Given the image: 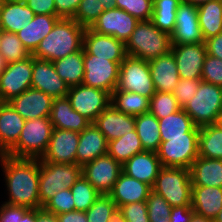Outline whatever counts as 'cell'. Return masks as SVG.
Segmentation results:
<instances>
[{
    "label": "cell",
    "mask_w": 222,
    "mask_h": 222,
    "mask_svg": "<svg viewBox=\"0 0 222 222\" xmlns=\"http://www.w3.org/2000/svg\"><path fill=\"white\" fill-rule=\"evenodd\" d=\"M146 202L150 222H169L172 207L161 195L151 191Z\"/></svg>",
    "instance_id": "f6af8a7d"
},
{
    "label": "cell",
    "mask_w": 222,
    "mask_h": 222,
    "mask_svg": "<svg viewBox=\"0 0 222 222\" xmlns=\"http://www.w3.org/2000/svg\"><path fill=\"white\" fill-rule=\"evenodd\" d=\"M53 130L49 117L26 120L18 141L6 155L40 159L47 150Z\"/></svg>",
    "instance_id": "277c9868"
},
{
    "label": "cell",
    "mask_w": 222,
    "mask_h": 222,
    "mask_svg": "<svg viewBox=\"0 0 222 222\" xmlns=\"http://www.w3.org/2000/svg\"><path fill=\"white\" fill-rule=\"evenodd\" d=\"M152 81L157 92L173 93L179 82V73L173 53L148 61Z\"/></svg>",
    "instance_id": "cb8c5ba5"
},
{
    "label": "cell",
    "mask_w": 222,
    "mask_h": 222,
    "mask_svg": "<svg viewBox=\"0 0 222 222\" xmlns=\"http://www.w3.org/2000/svg\"><path fill=\"white\" fill-rule=\"evenodd\" d=\"M108 142L94 123L79 133L76 163L83 167L94 159L107 154Z\"/></svg>",
    "instance_id": "603a6c76"
},
{
    "label": "cell",
    "mask_w": 222,
    "mask_h": 222,
    "mask_svg": "<svg viewBox=\"0 0 222 222\" xmlns=\"http://www.w3.org/2000/svg\"><path fill=\"white\" fill-rule=\"evenodd\" d=\"M198 148L200 157L222 160V129L217 124L200 127Z\"/></svg>",
    "instance_id": "74e56055"
},
{
    "label": "cell",
    "mask_w": 222,
    "mask_h": 222,
    "mask_svg": "<svg viewBox=\"0 0 222 222\" xmlns=\"http://www.w3.org/2000/svg\"><path fill=\"white\" fill-rule=\"evenodd\" d=\"M122 173V164L112 156H100L82 167V175L100 193L108 195Z\"/></svg>",
    "instance_id": "4fadbf2b"
},
{
    "label": "cell",
    "mask_w": 222,
    "mask_h": 222,
    "mask_svg": "<svg viewBox=\"0 0 222 222\" xmlns=\"http://www.w3.org/2000/svg\"><path fill=\"white\" fill-rule=\"evenodd\" d=\"M3 2H4V0H0V17H1V10H2V7H3Z\"/></svg>",
    "instance_id": "a7ac6f4b"
},
{
    "label": "cell",
    "mask_w": 222,
    "mask_h": 222,
    "mask_svg": "<svg viewBox=\"0 0 222 222\" xmlns=\"http://www.w3.org/2000/svg\"><path fill=\"white\" fill-rule=\"evenodd\" d=\"M83 51L87 55H96L98 58L114 62H122L127 56L125 43L110 35L96 33L86 28L83 37Z\"/></svg>",
    "instance_id": "ac0fdd59"
},
{
    "label": "cell",
    "mask_w": 222,
    "mask_h": 222,
    "mask_svg": "<svg viewBox=\"0 0 222 222\" xmlns=\"http://www.w3.org/2000/svg\"><path fill=\"white\" fill-rule=\"evenodd\" d=\"M182 109L197 127L216 124L222 112V87L201 80L195 95Z\"/></svg>",
    "instance_id": "52a82bcc"
},
{
    "label": "cell",
    "mask_w": 222,
    "mask_h": 222,
    "mask_svg": "<svg viewBox=\"0 0 222 222\" xmlns=\"http://www.w3.org/2000/svg\"><path fill=\"white\" fill-rule=\"evenodd\" d=\"M25 119L9 104L0 107V155L6 154L18 141Z\"/></svg>",
    "instance_id": "4316f807"
},
{
    "label": "cell",
    "mask_w": 222,
    "mask_h": 222,
    "mask_svg": "<svg viewBox=\"0 0 222 222\" xmlns=\"http://www.w3.org/2000/svg\"><path fill=\"white\" fill-rule=\"evenodd\" d=\"M105 10L115 7L116 0H99Z\"/></svg>",
    "instance_id": "6125c7cd"
},
{
    "label": "cell",
    "mask_w": 222,
    "mask_h": 222,
    "mask_svg": "<svg viewBox=\"0 0 222 222\" xmlns=\"http://www.w3.org/2000/svg\"><path fill=\"white\" fill-rule=\"evenodd\" d=\"M67 97L72 108L91 123L111 104L109 92L83 84L69 87Z\"/></svg>",
    "instance_id": "30bf717a"
},
{
    "label": "cell",
    "mask_w": 222,
    "mask_h": 222,
    "mask_svg": "<svg viewBox=\"0 0 222 222\" xmlns=\"http://www.w3.org/2000/svg\"><path fill=\"white\" fill-rule=\"evenodd\" d=\"M152 191L161 195L171 207L191 206L192 183L189 169L162 167Z\"/></svg>",
    "instance_id": "5b68a950"
},
{
    "label": "cell",
    "mask_w": 222,
    "mask_h": 222,
    "mask_svg": "<svg viewBox=\"0 0 222 222\" xmlns=\"http://www.w3.org/2000/svg\"><path fill=\"white\" fill-rule=\"evenodd\" d=\"M135 130L144 150L158 151L162 140L159 131V121L153 114L147 112L136 116Z\"/></svg>",
    "instance_id": "e575fe53"
},
{
    "label": "cell",
    "mask_w": 222,
    "mask_h": 222,
    "mask_svg": "<svg viewBox=\"0 0 222 222\" xmlns=\"http://www.w3.org/2000/svg\"><path fill=\"white\" fill-rule=\"evenodd\" d=\"M201 80L222 87V59L206 54Z\"/></svg>",
    "instance_id": "681fc988"
},
{
    "label": "cell",
    "mask_w": 222,
    "mask_h": 222,
    "mask_svg": "<svg viewBox=\"0 0 222 222\" xmlns=\"http://www.w3.org/2000/svg\"><path fill=\"white\" fill-rule=\"evenodd\" d=\"M34 12L24 2L4 0L0 17V29L16 33L34 18Z\"/></svg>",
    "instance_id": "4dcf8cb0"
},
{
    "label": "cell",
    "mask_w": 222,
    "mask_h": 222,
    "mask_svg": "<svg viewBox=\"0 0 222 222\" xmlns=\"http://www.w3.org/2000/svg\"><path fill=\"white\" fill-rule=\"evenodd\" d=\"M111 104L120 112L136 117L149 111L150 98L135 92L114 90Z\"/></svg>",
    "instance_id": "d590c367"
},
{
    "label": "cell",
    "mask_w": 222,
    "mask_h": 222,
    "mask_svg": "<svg viewBox=\"0 0 222 222\" xmlns=\"http://www.w3.org/2000/svg\"><path fill=\"white\" fill-rule=\"evenodd\" d=\"M59 19L55 15H35L28 25L16 32L17 37L32 54Z\"/></svg>",
    "instance_id": "f546056e"
},
{
    "label": "cell",
    "mask_w": 222,
    "mask_h": 222,
    "mask_svg": "<svg viewBox=\"0 0 222 222\" xmlns=\"http://www.w3.org/2000/svg\"><path fill=\"white\" fill-rule=\"evenodd\" d=\"M82 175V167L75 164L44 162L40 160V208L57 192L70 189Z\"/></svg>",
    "instance_id": "8992f818"
},
{
    "label": "cell",
    "mask_w": 222,
    "mask_h": 222,
    "mask_svg": "<svg viewBox=\"0 0 222 222\" xmlns=\"http://www.w3.org/2000/svg\"><path fill=\"white\" fill-rule=\"evenodd\" d=\"M203 39L222 32V0H212L197 7Z\"/></svg>",
    "instance_id": "836d02e7"
},
{
    "label": "cell",
    "mask_w": 222,
    "mask_h": 222,
    "mask_svg": "<svg viewBox=\"0 0 222 222\" xmlns=\"http://www.w3.org/2000/svg\"><path fill=\"white\" fill-rule=\"evenodd\" d=\"M113 222H121L118 218L116 220H114Z\"/></svg>",
    "instance_id": "8c879c8a"
},
{
    "label": "cell",
    "mask_w": 222,
    "mask_h": 222,
    "mask_svg": "<svg viewBox=\"0 0 222 222\" xmlns=\"http://www.w3.org/2000/svg\"><path fill=\"white\" fill-rule=\"evenodd\" d=\"M33 56L7 63L0 75V96L4 102L10 101L31 88Z\"/></svg>",
    "instance_id": "7c38bea8"
},
{
    "label": "cell",
    "mask_w": 222,
    "mask_h": 222,
    "mask_svg": "<svg viewBox=\"0 0 222 222\" xmlns=\"http://www.w3.org/2000/svg\"><path fill=\"white\" fill-rule=\"evenodd\" d=\"M216 124L222 129V112L218 117Z\"/></svg>",
    "instance_id": "003e7915"
},
{
    "label": "cell",
    "mask_w": 222,
    "mask_h": 222,
    "mask_svg": "<svg viewBox=\"0 0 222 222\" xmlns=\"http://www.w3.org/2000/svg\"><path fill=\"white\" fill-rule=\"evenodd\" d=\"M171 44H192L204 42L198 20V8L181 2L177 12L175 29L170 34Z\"/></svg>",
    "instance_id": "2e32d148"
},
{
    "label": "cell",
    "mask_w": 222,
    "mask_h": 222,
    "mask_svg": "<svg viewBox=\"0 0 222 222\" xmlns=\"http://www.w3.org/2000/svg\"><path fill=\"white\" fill-rule=\"evenodd\" d=\"M158 121L162 141H167V138L186 137V133H199L200 131V127L194 124L191 117L182 108Z\"/></svg>",
    "instance_id": "1f68e13d"
},
{
    "label": "cell",
    "mask_w": 222,
    "mask_h": 222,
    "mask_svg": "<svg viewBox=\"0 0 222 222\" xmlns=\"http://www.w3.org/2000/svg\"><path fill=\"white\" fill-rule=\"evenodd\" d=\"M108 59L87 55L84 52V78L82 84L106 90L110 94L116 89L120 64Z\"/></svg>",
    "instance_id": "8fae6325"
},
{
    "label": "cell",
    "mask_w": 222,
    "mask_h": 222,
    "mask_svg": "<svg viewBox=\"0 0 222 222\" xmlns=\"http://www.w3.org/2000/svg\"><path fill=\"white\" fill-rule=\"evenodd\" d=\"M6 66H7V62L5 61V59L0 54V75L5 70Z\"/></svg>",
    "instance_id": "e7e4bbea"
},
{
    "label": "cell",
    "mask_w": 222,
    "mask_h": 222,
    "mask_svg": "<svg viewBox=\"0 0 222 222\" xmlns=\"http://www.w3.org/2000/svg\"><path fill=\"white\" fill-rule=\"evenodd\" d=\"M191 208L195 214L214 220L222 209V188L192 187Z\"/></svg>",
    "instance_id": "f1b7e54d"
},
{
    "label": "cell",
    "mask_w": 222,
    "mask_h": 222,
    "mask_svg": "<svg viewBox=\"0 0 222 222\" xmlns=\"http://www.w3.org/2000/svg\"><path fill=\"white\" fill-rule=\"evenodd\" d=\"M214 222H222V209L218 213L217 217L213 220Z\"/></svg>",
    "instance_id": "03108f58"
},
{
    "label": "cell",
    "mask_w": 222,
    "mask_h": 222,
    "mask_svg": "<svg viewBox=\"0 0 222 222\" xmlns=\"http://www.w3.org/2000/svg\"><path fill=\"white\" fill-rule=\"evenodd\" d=\"M53 100V97L42 91L29 88L8 102L25 120H32L49 117Z\"/></svg>",
    "instance_id": "ffe728a7"
},
{
    "label": "cell",
    "mask_w": 222,
    "mask_h": 222,
    "mask_svg": "<svg viewBox=\"0 0 222 222\" xmlns=\"http://www.w3.org/2000/svg\"><path fill=\"white\" fill-rule=\"evenodd\" d=\"M87 222H113L118 218V208L109 195L101 194L86 211Z\"/></svg>",
    "instance_id": "60d3db41"
},
{
    "label": "cell",
    "mask_w": 222,
    "mask_h": 222,
    "mask_svg": "<svg viewBox=\"0 0 222 222\" xmlns=\"http://www.w3.org/2000/svg\"><path fill=\"white\" fill-rule=\"evenodd\" d=\"M59 222H87L86 212L72 211L57 215Z\"/></svg>",
    "instance_id": "6f0895ef"
},
{
    "label": "cell",
    "mask_w": 222,
    "mask_h": 222,
    "mask_svg": "<svg viewBox=\"0 0 222 222\" xmlns=\"http://www.w3.org/2000/svg\"><path fill=\"white\" fill-rule=\"evenodd\" d=\"M207 54L222 59V32L204 40Z\"/></svg>",
    "instance_id": "11a10c76"
},
{
    "label": "cell",
    "mask_w": 222,
    "mask_h": 222,
    "mask_svg": "<svg viewBox=\"0 0 222 222\" xmlns=\"http://www.w3.org/2000/svg\"><path fill=\"white\" fill-rule=\"evenodd\" d=\"M0 159L9 194L5 203L28 209L40 208V159L16 158L6 154L0 155Z\"/></svg>",
    "instance_id": "6da1fadb"
},
{
    "label": "cell",
    "mask_w": 222,
    "mask_h": 222,
    "mask_svg": "<svg viewBox=\"0 0 222 222\" xmlns=\"http://www.w3.org/2000/svg\"><path fill=\"white\" fill-rule=\"evenodd\" d=\"M118 219L121 222H150L147 202L128 203L118 207Z\"/></svg>",
    "instance_id": "7dc6e473"
},
{
    "label": "cell",
    "mask_w": 222,
    "mask_h": 222,
    "mask_svg": "<svg viewBox=\"0 0 222 222\" xmlns=\"http://www.w3.org/2000/svg\"><path fill=\"white\" fill-rule=\"evenodd\" d=\"M116 8L125 10L138 21L151 20L153 0H116Z\"/></svg>",
    "instance_id": "bcb514c9"
},
{
    "label": "cell",
    "mask_w": 222,
    "mask_h": 222,
    "mask_svg": "<svg viewBox=\"0 0 222 222\" xmlns=\"http://www.w3.org/2000/svg\"><path fill=\"white\" fill-rule=\"evenodd\" d=\"M29 209L17 205L3 203L0 206V222H19V217H23Z\"/></svg>",
    "instance_id": "816d5d0a"
},
{
    "label": "cell",
    "mask_w": 222,
    "mask_h": 222,
    "mask_svg": "<svg viewBox=\"0 0 222 222\" xmlns=\"http://www.w3.org/2000/svg\"><path fill=\"white\" fill-rule=\"evenodd\" d=\"M190 222H214L209 218H205L204 216H200L198 214L193 213L192 217L190 218Z\"/></svg>",
    "instance_id": "94428289"
},
{
    "label": "cell",
    "mask_w": 222,
    "mask_h": 222,
    "mask_svg": "<svg viewBox=\"0 0 222 222\" xmlns=\"http://www.w3.org/2000/svg\"><path fill=\"white\" fill-rule=\"evenodd\" d=\"M85 29L73 18H60L31 55L53 62L80 51L83 48Z\"/></svg>",
    "instance_id": "7a4b0ae2"
},
{
    "label": "cell",
    "mask_w": 222,
    "mask_h": 222,
    "mask_svg": "<svg viewBox=\"0 0 222 222\" xmlns=\"http://www.w3.org/2000/svg\"><path fill=\"white\" fill-rule=\"evenodd\" d=\"M0 54L7 63L28 58L31 53L24 47L16 33L1 30Z\"/></svg>",
    "instance_id": "b9f144b4"
},
{
    "label": "cell",
    "mask_w": 222,
    "mask_h": 222,
    "mask_svg": "<svg viewBox=\"0 0 222 222\" xmlns=\"http://www.w3.org/2000/svg\"><path fill=\"white\" fill-rule=\"evenodd\" d=\"M199 133H186V137L167 138L157 151L162 167L189 169L199 157Z\"/></svg>",
    "instance_id": "ba28073f"
},
{
    "label": "cell",
    "mask_w": 222,
    "mask_h": 222,
    "mask_svg": "<svg viewBox=\"0 0 222 222\" xmlns=\"http://www.w3.org/2000/svg\"><path fill=\"white\" fill-rule=\"evenodd\" d=\"M162 168L157 152L142 151L122 165V172L153 187Z\"/></svg>",
    "instance_id": "7402d4cb"
},
{
    "label": "cell",
    "mask_w": 222,
    "mask_h": 222,
    "mask_svg": "<svg viewBox=\"0 0 222 222\" xmlns=\"http://www.w3.org/2000/svg\"><path fill=\"white\" fill-rule=\"evenodd\" d=\"M104 11L99 0H81L73 19L84 28H90Z\"/></svg>",
    "instance_id": "ee69618b"
},
{
    "label": "cell",
    "mask_w": 222,
    "mask_h": 222,
    "mask_svg": "<svg viewBox=\"0 0 222 222\" xmlns=\"http://www.w3.org/2000/svg\"><path fill=\"white\" fill-rule=\"evenodd\" d=\"M4 103V101L2 100L1 96H0V107L1 105Z\"/></svg>",
    "instance_id": "89a4df30"
},
{
    "label": "cell",
    "mask_w": 222,
    "mask_h": 222,
    "mask_svg": "<svg viewBox=\"0 0 222 222\" xmlns=\"http://www.w3.org/2000/svg\"><path fill=\"white\" fill-rule=\"evenodd\" d=\"M200 83L201 79H179L173 94L181 108L193 98Z\"/></svg>",
    "instance_id": "f907efd6"
},
{
    "label": "cell",
    "mask_w": 222,
    "mask_h": 222,
    "mask_svg": "<svg viewBox=\"0 0 222 222\" xmlns=\"http://www.w3.org/2000/svg\"><path fill=\"white\" fill-rule=\"evenodd\" d=\"M209 1H212V0H182V2H185V3H189L193 6H200L202 4H205L206 2H209Z\"/></svg>",
    "instance_id": "be15d7a7"
},
{
    "label": "cell",
    "mask_w": 222,
    "mask_h": 222,
    "mask_svg": "<svg viewBox=\"0 0 222 222\" xmlns=\"http://www.w3.org/2000/svg\"><path fill=\"white\" fill-rule=\"evenodd\" d=\"M70 190L74 198V211L86 212L101 196L83 175L79 177Z\"/></svg>",
    "instance_id": "ab89813d"
},
{
    "label": "cell",
    "mask_w": 222,
    "mask_h": 222,
    "mask_svg": "<svg viewBox=\"0 0 222 222\" xmlns=\"http://www.w3.org/2000/svg\"><path fill=\"white\" fill-rule=\"evenodd\" d=\"M42 207L56 215L74 211V198L71 190L64 189L57 192L56 195L48 200Z\"/></svg>",
    "instance_id": "c3c4849f"
},
{
    "label": "cell",
    "mask_w": 222,
    "mask_h": 222,
    "mask_svg": "<svg viewBox=\"0 0 222 222\" xmlns=\"http://www.w3.org/2000/svg\"><path fill=\"white\" fill-rule=\"evenodd\" d=\"M115 90L135 92L151 98L156 90L152 81L149 62L127 55L120 64Z\"/></svg>",
    "instance_id": "9c48e42d"
},
{
    "label": "cell",
    "mask_w": 222,
    "mask_h": 222,
    "mask_svg": "<svg viewBox=\"0 0 222 222\" xmlns=\"http://www.w3.org/2000/svg\"><path fill=\"white\" fill-rule=\"evenodd\" d=\"M151 191L150 185L122 172L108 195L118 208L128 203L146 201Z\"/></svg>",
    "instance_id": "d4e9b609"
},
{
    "label": "cell",
    "mask_w": 222,
    "mask_h": 222,
    "mask_svg": "<svg viewBox=\"0 0 222 222\" xmlns=\"http://www.w3.org/2000/svg\"><path fill=\"white\" fill-rule=\"evenodd\" d=\"M107 142L135 130V117L117 110L110 104L93 122Z\"/></svg>",
    "instance_id": "44dd1931"
},
{
    "label": "cell",
    "mask_w": 222,
    "mask_h": 222,
    "mask_svg": "<svg viewBox=\"0 0 222 222\" xmlns=\"http://www.w3.org/2000/svg\"><path fill=\"white\" fill-rule=\"evenodd\" d=\"M144 151L136 130L108 142L107 154L122 165L134 155Z\"/></svg>",
    "instance_id": "8d00e7d4"
},
{
    "label": "cell",
    "mask_w": 222,
    "mask_h": 222,
    "mask_svg": "<svg viewBox=\"0 0 222 222\" xmlns=\"http://www.w3.org/2000/svg\"><path fill=\"white\" fill-rule=\"evenodd\" d=\"M170 34L157 28L151 20L139 21L125 43L128 56L149 61L171 51Z\"/></svg>",
    "instance_id": "3957f363"
},
{
    "label": "cell",
    "mask_w": 222,
    "mask_h": 222,
    "mask_svg": "<svg viewBox=\"0 0 222 222\" xmlns=\"http://www.w3.org/2000/svg\"><path fill=\"white\" fill-rule=\"evenodd\" d=\"M182 0H153L151 22L171 34L175 29L176 12Z\"/></svg>",
    "instance_id": "f35d334b"
},
{
    "label": "cell",
    "mask_w": 222,
    "mask_h": 222,
    "mask_svg": "<svg viewBox=\"0 0 222 222\" xmlns=\"http://www.w3.org/2000/svg\"><path fill=\"white\" fill-rule=\"evenodd\" d=\"M50 121L55 129L82 132L91 122L72 108L67 96L54 98Z\"/></svg>",
    "instance_id": "484cf974"
},
{
    "label": "cell",
    "mask_w": 222,
    "mask_h": 222,
    "mask_svg": "<svg viewBox=\"0 0 222 222\" xmlns=\"http://www.w3.org/2000/svg\"><path fill=\"white\" fill-rule=\"evenodd\" d=\"M14 1H19V2H26L27 0H14Z\"/></svg>",
    "instance_id": "2644e50d"
},
{
    "label": "cell",
    "mask_w": 222,
    "mask_h": 222,
    "mask_svg": "<svg viewBox=\"0 0 222 222\" xmlns=\"http://www.w3.org/2000/svg\"><path fill=\"white\" fill-rule=\"evenodd\" d=\"M78 142L79 132L54 128L47 150L40 160L44 162L75 164Z\"/></svg>",
    "instance_id": "e0dca14e"
},
{
    "label": "cell",
    "mask_w": 222,
    "mask_h": 222,
    "mask_svg": "<svg viewBox=\"0 0 222 222\" xmlns=\"http://www.w3.org/2000/svg\"><path fill=\"white\" fill-rule=\"evenodd\" d=\"M57 15L60 18H73L81 0H54Z\"/></svg>",
    "instance_id": "db71d44e"
},
{
    "label": "cell",
    "mask_w": 222,
    "mask_h": 222,
    "mask_svg": "<svg viewBox=\"0 0 222 222\" xmlns=\"http://www.w3.org/2000/svg\"><path fill=\"white\" fill-rule=\"evenodd\" d=\"M35 222H59L56 214L45 210L43 207L36 209Z\"/></svg>",
    "instance_id": "680465c9"
},
{
    "label": "cell",
    "mask_w": 222,
    "mask_h": 222,
    "mask_svg": "<svg viewBox=\"0 0 222 222\" xmlns=\"http://www.w3.org/2000/svg\"><path fill=\"white\" fill-rule=\"evenodd\" d=\"M138 22L125 10L114 7L105 10L90 29L102 35L113 36L126 43Z\"/></svg>",
    "instance_id": "5bb4252c"
},
{
    "label": "cell",
    "mask_w": 222,
    "mask_h": 222,
    "mask_svg": "<svg viewBox=\"0 0 222 222\" xmlns=\"http://www.w3.org/2000/svg\"><path fill=\"white\" fill-rule=\"evenodd\" d=\"M173 53L181 79H201L202 67L207 54L205 43L172 44Z\"/></svg>",
    "instance_id": "9a60e30c"
},
{
    "label": "cell",
    "mask_w": 222,
    "mask_h": 222,
    "mask_svg": "<svg viewBox=\"0 0 222 222\" xmlns=\"http://www.w3.org/2000/svg\"><path fill=\"white\" fill-rule=\"evenodd\" d=\"M192 187L222 188V160L198 157L189 168Z\"/></svg>",
    "instance_id": "83f0119b"
},
{
    "label": "cell",
    "mask_w": 222,
    "mask_h": 222,
    "mask_svg": "<svg viewBox=\"0 0 222 222\" xmlns=\"http://www.w3.org/2000/svg\"><path fill=\"white\" fill-rule=\"evenodd\" d=\"M193 213L191 206L172 207L169 222H190Z\"/></svg>",
    "instance_id": "9f6ffc18"
},
{
    "label": "cell",
    "mask_w": 222,
    "mask_h": 222,
    "mask_svg": "<svg viewBox=\"0 0 222 222\" xmlns=\"http://www.w3.org/2000/svg\"><path fill=\"white\" fill-rule=\"evenodd\" d=\"M31 88L40 90L53 98L65 97L69 86L57 74L52 62L33 57Z\"/></svg>",
    "instance_id": "d6986e66"
},
{
    "label": "cell",
    "mask_w": 222,
    "mask_h": 222,
    "mask_svg": "<svg viewBox=\"0 0 222 222\" xmlns=\"http://www.w3.org/2000/svg\"><path fill=\"white\" fill-rule=\"evenodd\" d=\"M26 5L35 15H57L54 0H27Z\"/></svg>",
    "instance_id": "f5cc1de1"
},
{
    "label": "cell",
    "mask_w": 222,
    "mask_h": 222,
    "mask_svg": "<svg viewBox=\"0 0 222 222\" xmlns=\"http://www.w3.org/2000/svg\"><path fill=\"white\" fill-rule=\"evenodd\" d=\"M57 74L69 86L81 85L84 78V51L69 54L52 62Z\"/></svg>",
    "instance_id": "d6a6232c"
},
{
    "label": "cell",
    "mask_w": 222,
    "mask_h": 222,
    "mask_svg": "<svg viewBox=\"0 0 222 222\" xmlns=\"http://www.w3.org/2000/svg\"><path fill=\"white\" fill-rule=\"evenodd\" d=\"M180 109L181 107L179 106L173 93L156 91L150 98L148 112L153 114L157 119H162Z\"/></svg>",
    "instance_id": "7bdbcfd3"
},
{
    "label": "cell",
    "mask_w": 222,
    "mask_h": 222,
    "mask_svg": "<svg viewBox=\"0 0 222 222\" xmlns=\"http://www.w3.org/2000/svg\"><path fill=\"white\" fill-rule=\"evenodd\" d=\"M36 209H29L23 217H19V222H35Z\"/></svg>",
    "instance_id": "91938a15"
}]
</instances>
